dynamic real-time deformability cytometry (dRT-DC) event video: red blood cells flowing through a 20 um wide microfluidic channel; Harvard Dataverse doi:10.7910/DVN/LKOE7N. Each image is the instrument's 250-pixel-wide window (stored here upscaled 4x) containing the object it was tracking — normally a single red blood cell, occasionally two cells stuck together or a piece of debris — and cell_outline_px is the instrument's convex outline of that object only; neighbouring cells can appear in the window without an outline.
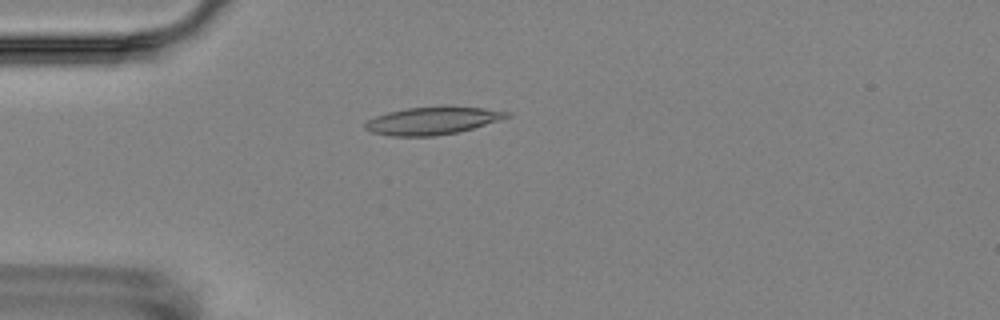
{"species": "Egyptian fruit bat (a non-hibernating species)", "species_latin": "Rousettus aegyptiacus", "temperature_condition": "room temperature", "stored_images_in_passage": 8, "camera_frame_rate_fps": 3000, "um_per_image_px": 0.085, "animal": {"sex": "female"}, "frame": {"image": 1, "passage_image": 3, "time_ms": 3.333, "image_size_px": [1000, 320], "cell_outline_px": [[512, 116], [472, 128], [456, 132], [436, 136], [392, 136], [372, 132], [364, 128], [364, 124], [368, 120], [376, 116], [388, 112], [408, 108], [448, 104], [452, 104], [484, 108], [508, 112]], "centroid_in_image_um": [36.77, 10.22], "position_along_channel_um": 48.2, "area_um2": 23.12}}
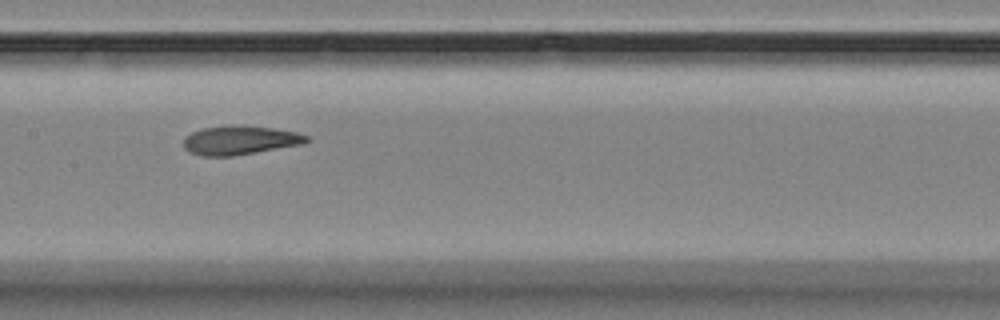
{"frame": {"image": 2, "passage_image": 7, "time_ms": 7.667, "image_size_px": [1000, 320], "cell_outline_px": [[312, 140], [300, 144], [232, 156], [200, 156], [188, 152], [184, 148], [184, 136], [192, 132], [204, 128], [224, 124], [272, 128], [296, 132], [308, 136]], "centroid_in_image_um": [20.33, 11.91], "position_along_channel_um": 187.1, "area_um2": 20.69}}
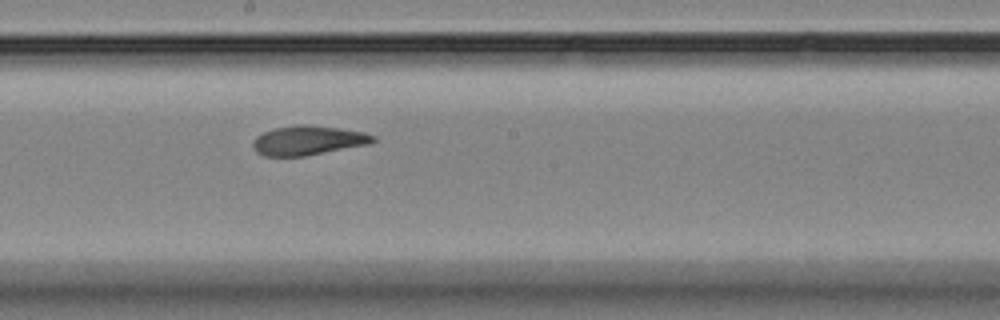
{"frame": {"image": 3, "passage_image": 8, "time_ms": 8.667, "image_size_px": [1000, 320], "cell_outline_px": [[376, 140], [368, 144], [304, 156], [264, 156], [256, 152], [252, 148], [252, 140], [256, 136], [264, 132], [276, 128], [296, 124], [308, 124], [340, 128], [364, 132], [376, 136]], "centroid_in_image_um": [26.16, 11.93], "position_along_channel_um": 222.0, "area_um2": 20.63}}